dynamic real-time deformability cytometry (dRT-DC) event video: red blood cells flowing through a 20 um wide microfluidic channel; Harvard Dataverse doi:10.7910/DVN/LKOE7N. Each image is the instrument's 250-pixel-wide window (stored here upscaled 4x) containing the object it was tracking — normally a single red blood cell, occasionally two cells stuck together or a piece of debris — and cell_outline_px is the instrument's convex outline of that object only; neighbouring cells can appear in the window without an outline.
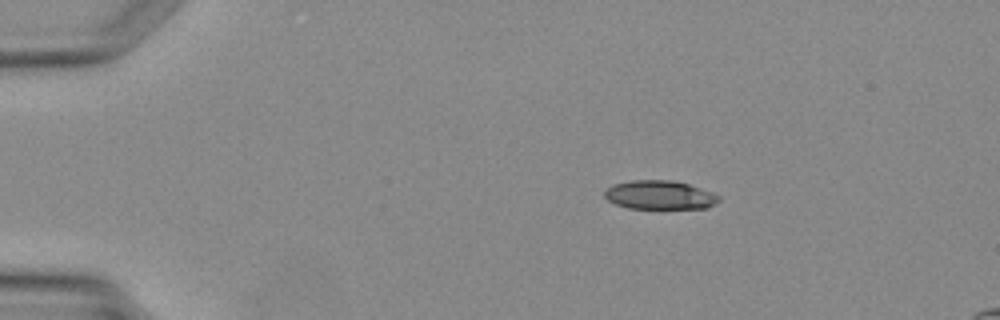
{"species": "Egyptian fruit bat (a non-hibernating species)", "species_latin": "Rousettus aegyptiacus", "temperature_condition": "warm", "stored_images_in_passage": 3, "camera_frame_rate_fps": 3000, "um_per_image_px": 0.085, "animal": {"sex": "female"}, "frame": {"image": 1, "passage_image": 2, "time_ms": 1.0, "image_size_px": [1000, 320], "cell_outline_px": [[720, 200], [708, 208], [628, 208], [616, 204], [608, 200], [604, 196], [604, 192], [612, 184], [632, 180], [672, 180], [688, 184], [720, 196]], "centroid_in_image_um": [56.05, 16.57], "position_along_channel_um": 28.9, "area_um2": 19.02}}